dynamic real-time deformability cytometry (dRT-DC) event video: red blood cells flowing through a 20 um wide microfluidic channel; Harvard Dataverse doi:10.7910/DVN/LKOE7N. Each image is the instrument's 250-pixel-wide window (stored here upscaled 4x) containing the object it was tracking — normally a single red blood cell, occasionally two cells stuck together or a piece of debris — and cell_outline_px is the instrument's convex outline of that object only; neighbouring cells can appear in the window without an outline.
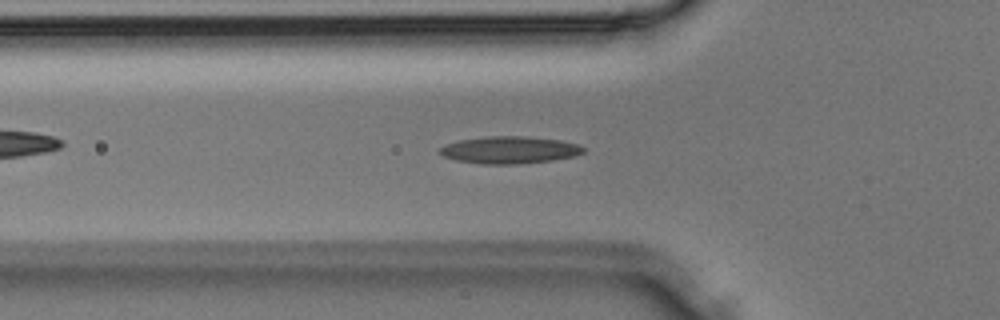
{"species": "Egyptian fruit bat (a non-hibernating species)", "species_latin": "Rousettus aegyptiacus", "temperature_condition": "room temperature", "stored_images_in_passage": 35, "camera_frame_rate_fps": 3000, "um_per_image_px": 0.085, "animal": {"sex": "male"}, "frame": {"image": 1, "passage_image": 11, "time_ms": 3.333, "image_size_px": [1000, 320], "cell_outline_px": [[584, 152], [572, 156], [552, 160], [512, 164], [480, 164], [456, 160], [444, 156], [436, 152], [444, 144], [460, 140], [484, 136], [524, 136], [560, 140], [580, 144], [584, 148]], "centroid_in_image_um": [43.26, 12.74], "position_along_channel_um": 82.5, "area_um2": 22.77}}
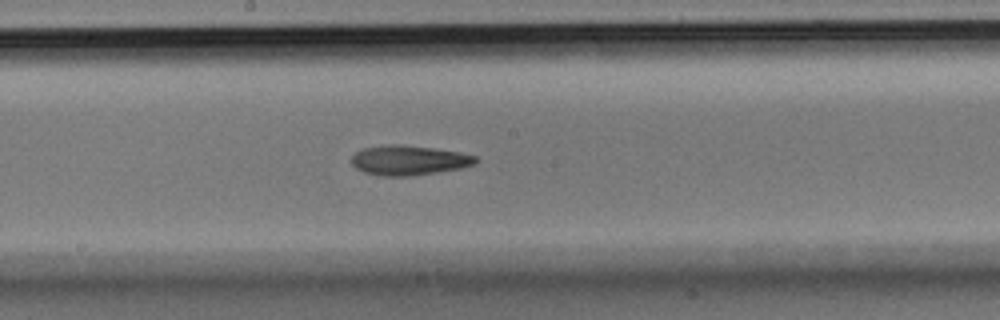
{"frame": {"image": 2, "passage_image": 18, "time_ms": 5.667, "image_size_px": [1000, 320], "cell_outline_px": [[480, 160], [476, 164], [460, 168], [440, 172], [412, 176], [384, 176], [364, 172], [356, 168], [352, 164], [352, 156], [356, 152], [364, 148], [388, 144], [400, 144], [432, 148], [460, 152], [476, 156]], "centroid_in_image_um": [34.79, 13.62], "position_along_channel_um": 213.4, "area_um2": 21.62}}
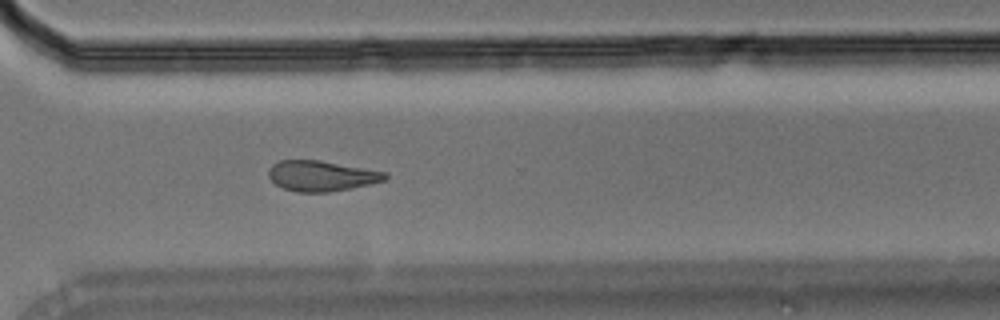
{"frame": {"image": 3, "passage_image": 25, "time_ms": 8.0, "image_size_px": [1000, 320], "cell_outline_px": [[388, 176], [384, 180], [352, 188], [328, 192], [296, 192], [284, 188], [276, 184], [268, 176], [268, 168], [272, 164], [280, 160], [320, 160], [388, 172]], "centroid_in_image_um": [27.31, 14.94], "position_along_channel_um": 343.3, "area_um2": 20.69}}